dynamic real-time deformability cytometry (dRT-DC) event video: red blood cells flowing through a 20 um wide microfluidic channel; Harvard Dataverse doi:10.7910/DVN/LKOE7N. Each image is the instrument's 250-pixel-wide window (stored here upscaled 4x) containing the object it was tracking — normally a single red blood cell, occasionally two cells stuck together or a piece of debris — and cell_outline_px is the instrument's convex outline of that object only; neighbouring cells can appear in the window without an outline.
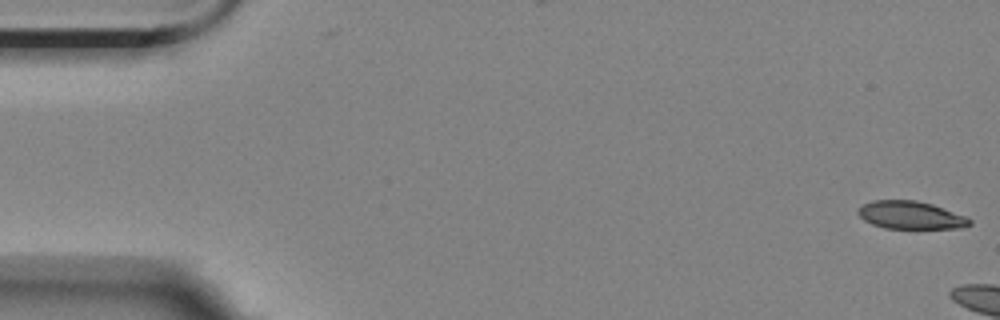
{"species": "Egyptian fruit bat (a non-hibernating species)", "species_latin": "Rousettus aegyptiacus", "temperature_condition": "room temperature", "stored_images_in_passage": 8, "camera_frame_rate_fps": 3000, "um_per_image_px": 0.085, "animal": {"sex": "female"}, "frame": {"image": 1, "passage_image": 1, "time_ms": 0.0, "image_size_px": [1000, 320], "cell_outline_px": [[972, 224], [960, 228], [884, 228], [872, 224], [864, 220], [856, 212], [856, 208], [872, 200], [916, 200], [932, 204], [964, 216], [972, 220]], "centroid_in_image_um": [77.36, 18.28], "position_along_channel_um": 7.6, "area_um2": 18.03}}